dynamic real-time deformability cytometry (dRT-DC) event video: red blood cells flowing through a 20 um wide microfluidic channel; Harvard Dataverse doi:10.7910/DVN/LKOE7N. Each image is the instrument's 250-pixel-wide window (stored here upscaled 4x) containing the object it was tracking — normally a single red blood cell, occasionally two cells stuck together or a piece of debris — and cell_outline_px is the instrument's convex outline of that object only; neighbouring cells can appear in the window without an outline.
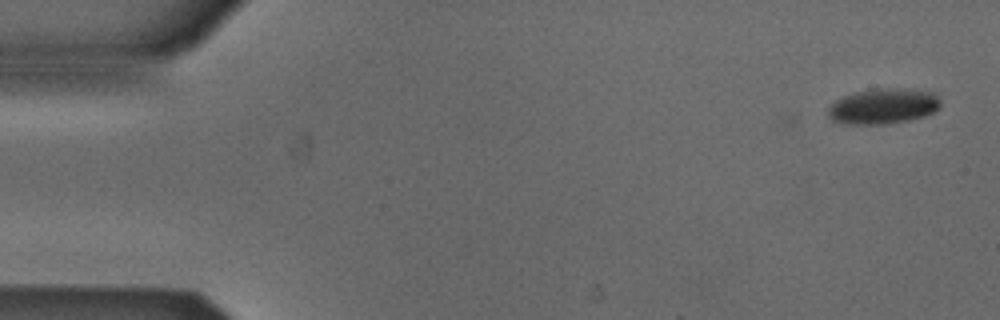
{"species": "Egyptian fruit bat (a non-hibernating species)", "species_latin": "Rousettus aegyptiacus", "temperature_condition": "cold", "stored_images_in_passage": 6, "camera_frame_rate_fps": 3000, "um_per_image_px": 0.085, "animal": {"sex": "male"}, "frame": {"image": 1, "passage_image": 1, "time_ms": 0.0, "image_size_px": [1000, 320], "cell_outline_px": [[940, 108], [924, 116], [908, 120], [884, 124], [840, 124], [832, 120], [828, 116], [828, 108], [836, 100], [844, 96], [856, 92], [876, 88], [908, 88], [932, 92], [940, 100]], "centroid_in_image_um": [75.06, 9.03], "position_along_channel_um": 9.9, "area_um2": 23.29}}
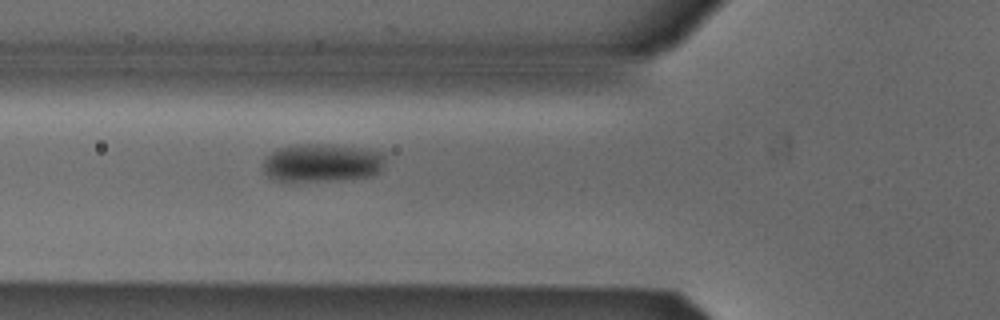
{"frame": {"image": 2, "passage_image": 5, "time_ms": 1.333, "image_size_px": [1000, 320], "cell_outline_px": [[384, 164], [380, 172], [372, 176], [336, 180], [276, 180], [268, 176], [264, 172], [264, 160], [272, 152], [280, 148], [296, 144], [328, 144], [360, 148], [384, 152]], "centroid_in_image_um": [27.42, 13.83], "position_along_channel_um": 98.4, "area_um2": 26.93}}